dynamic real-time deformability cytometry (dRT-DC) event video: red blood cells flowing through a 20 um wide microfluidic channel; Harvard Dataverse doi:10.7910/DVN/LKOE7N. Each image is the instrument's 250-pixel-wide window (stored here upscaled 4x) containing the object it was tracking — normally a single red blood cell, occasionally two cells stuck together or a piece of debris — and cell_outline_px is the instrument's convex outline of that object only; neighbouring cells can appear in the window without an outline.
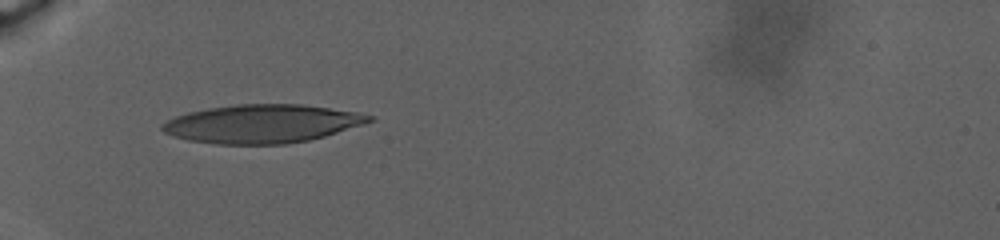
{"species": "human", "species_latin": "Homo sapiens", "temperature_condition": "warm", "stored_images_in_passage": 68, "camera_frame_rate_fps": 3000, "um_per_image_px": 0.085, "donor": {"sex": "male"}, "frame": {"image": 1, "passage_image": 1, "time_ms": 0.0, "image_size_px": [1000, 240], "cell_outline_px": [[376, 120], [324, 136], [308, 140], [284, 144], [216, 144], [188, 140], [172, 136], [164, 132], [160, 128], [160, 124], [176, 116], [188, 112], [208, 108], [236, 104], [300, 104], [356, 112], [372, 116]], "centroid_in_image_um": [22.23, 10.52], "position_along_channel_um": 62.8, "area_um2": 46.12}}
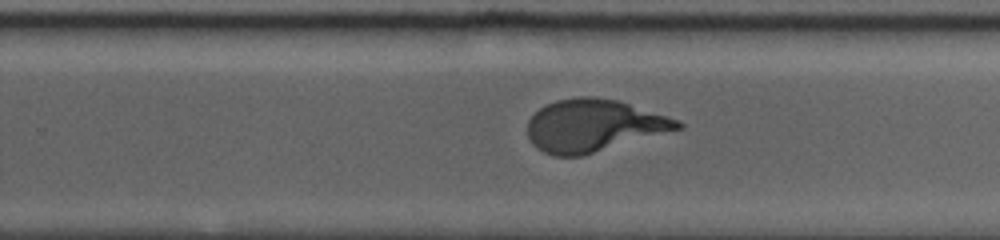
{"frame": {"image": 2, "passage_image": 37, "time_ms": 10.333, "image_size_px": [1000, 240], "cell_outline_px": [[684, 124], [680, 128], [584, 156], [552, 156], [536, 148], [532, 144], [528, 136], [528, 120], [540, 108], [556, 100], [580, 96], [592, 96], [620, 100], [680, 120]], "centroid_in_image_um": [50.44, 10.67], "position_along_channel_um": 279.4, "area_um2": 45.78}}
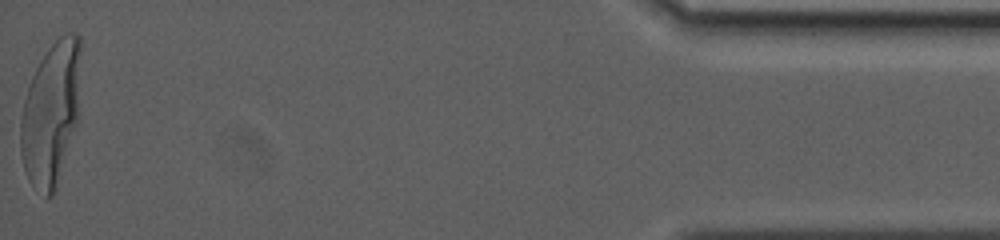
{"frame": {"image": 3, "passage_image": 68, "time_ms": 20.333, "image_size_px": [1000, 240], "cell_outline_px": [[80, 48], [76, 124], [56, 188], [52, 196], [48, 196], [32, 184], [28, 180], [24, 168], [20, 152], [20, 120], [24, 100], [32, 76], [40, 60], [48, 48], [60, 36], [68, 32], [76, 32], [80, 36]], "centroid_in_image_um": [4.3, 9.61], "position_along_channel_um": 430.9, "area_um2": 49.36}}